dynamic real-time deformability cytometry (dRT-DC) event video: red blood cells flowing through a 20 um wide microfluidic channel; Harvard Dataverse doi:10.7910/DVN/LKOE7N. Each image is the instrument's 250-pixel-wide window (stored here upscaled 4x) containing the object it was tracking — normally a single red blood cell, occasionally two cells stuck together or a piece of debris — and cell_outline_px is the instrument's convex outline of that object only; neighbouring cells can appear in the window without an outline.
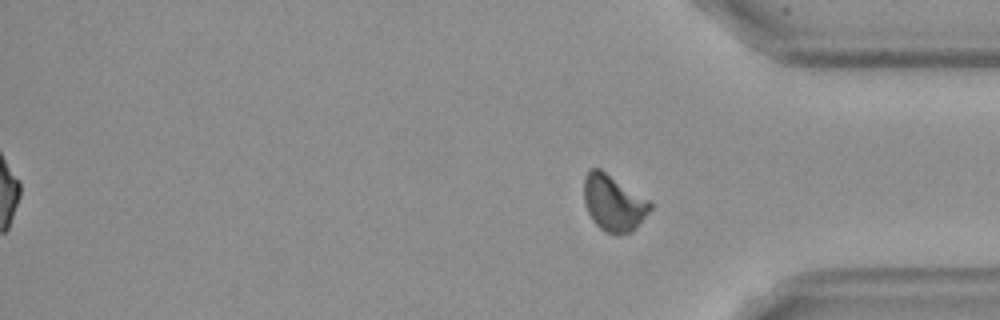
{"species": "Egyptian fruit bat (a non-hibernating species)", "species_latin": "Rousettus aegyptiacus", "temperature_condition": "cold", "stored_images_in_passage": 13, "camera_frame_rate_fps": 3000, "um_per_image_px": 0.085, "frame": {"image": 1, "passage_image": 13, "time_ms": 15.0, "image_size_px": [1000, 320], "cell_outline_px": [[652, 208], [636, 228], [632, 232], [616, 236], [604, 232], [592, 220], [588, 212], [584, 200], [584, 176], [592, 168], [600, 168], [648, 200], [652, 204]], "centroid_in_image_um": [52.14, 17.29], "position_along_channel_um": 383.1, "area_um2": 21.68}, "authors_computed_cell_mechanics": {"area_um2": 23.4668, "velocity_mm_per_s": 3.5323, "shape_relaxation_time_tau1_ms": 5.771, "shape_relaxation_time_tau2_ms": null, "deformation_change_tau1": 0.0903, "deformation_change_tau2": null}}